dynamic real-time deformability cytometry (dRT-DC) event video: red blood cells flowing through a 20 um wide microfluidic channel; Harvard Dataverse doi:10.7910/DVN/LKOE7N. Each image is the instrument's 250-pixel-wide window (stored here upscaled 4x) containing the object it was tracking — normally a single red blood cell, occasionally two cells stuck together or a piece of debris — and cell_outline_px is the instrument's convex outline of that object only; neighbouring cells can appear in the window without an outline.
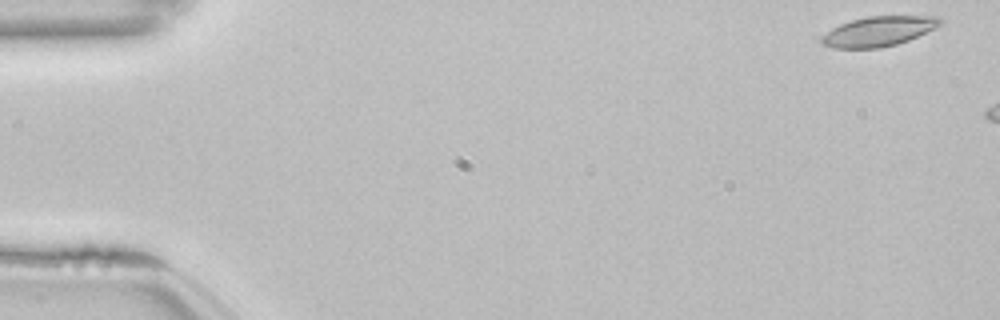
{"species": "common noctule bat (a hibernating species)", "species_latin": "Nyctalus noctula", "temperature_condition": "room temperature", "stored_images_in_passage": 8, "camera_frame_rate_fps": 3000, "um_per_image_px": 0.085, "animal": {"sex": "female", "body_mass_g": 22.7, "forearm_length_mm": 54.2}, "frame": {"image": 1, "passage_image": 1, "time_ms": 0.0, "image_size_px": [1000, 320], "cell_outline_px": [[944, 20], [940, 24], [908, 40], [896, 44], [880, 48], [832, 48], [824, 44], [820, 40], [820, 36], [832, 28], [840, 24], [852, 20], [868, 16], [940, 16]], "centroid_in_image_um": [74.64, 2.66], "position_along_channel_um": 10.4, "area_um2": 20.4}}